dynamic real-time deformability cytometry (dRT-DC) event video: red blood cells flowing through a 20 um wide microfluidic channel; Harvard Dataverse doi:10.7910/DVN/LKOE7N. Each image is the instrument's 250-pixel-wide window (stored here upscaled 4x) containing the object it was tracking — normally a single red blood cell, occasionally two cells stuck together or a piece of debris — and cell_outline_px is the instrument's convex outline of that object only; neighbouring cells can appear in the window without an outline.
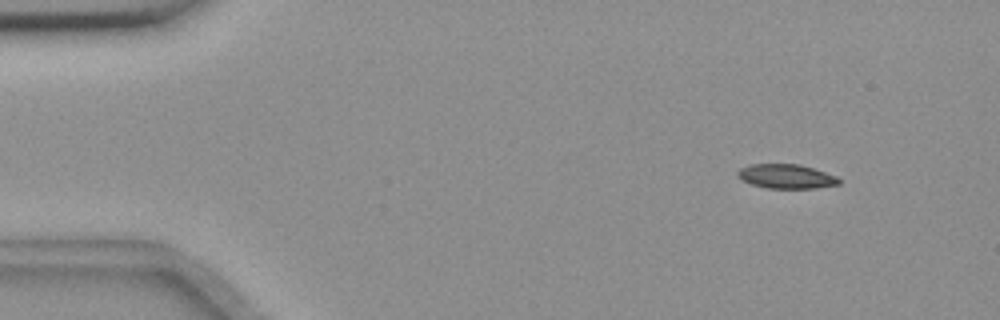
{"species": "common noctule bat (a hibernating species)", "species_latin": "Nyctalus noctula", "temperature_condition": "room temperature", "stored_images_in_passage": 4, "camera_frame_rate_fps": 3000, "um_per_image_px": 0.085, "animal": {"sex": "female", "body_mass_g": 18.4}, "frame": {"image": 1, "passage_image": 2, "time_ms": 1.333, "image_size_px": [1000, 320], "cell_outline_px": [[840, 184], [816, 188], [768, 188], [752, 184], [736, 176], [736, 172], [740, 168], [748, 164], [800, 164], [836, 176], [840, 180]], "centroid_in_image_um": [66.81, 14.98], "position_along_channel_um": 18.2, "area_um2": 14.28}}